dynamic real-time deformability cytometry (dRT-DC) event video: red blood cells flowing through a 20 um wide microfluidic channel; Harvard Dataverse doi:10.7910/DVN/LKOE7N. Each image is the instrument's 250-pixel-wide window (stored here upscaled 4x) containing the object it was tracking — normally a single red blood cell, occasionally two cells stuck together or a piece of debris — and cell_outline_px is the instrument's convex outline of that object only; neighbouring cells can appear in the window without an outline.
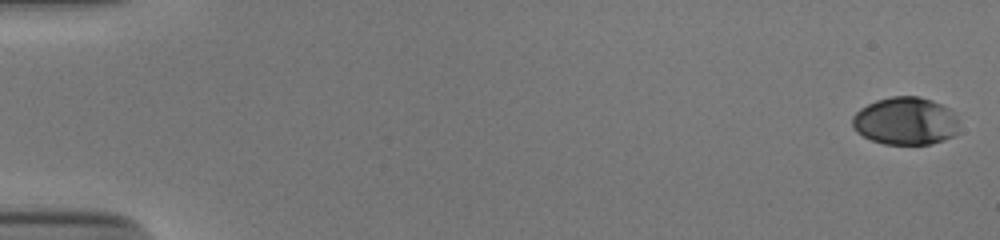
{"species": "human", "species_latin": "Homo sapiens", "temperature_condition": "cold", "stored_images_in_passage": 54, "camera_frame_rate_fps": 3000, "um_per_image_px": 0.085, "donor": {"sex": "male"}, "frame": {"image": 1, "passage_image": 1, "time_ms": 0.0, "image_size_px": [1000, 240], "cell_outline_px": [[956, 132], [952, 136], [932, 144], [884, 144], [872, 140], [856, 132], [852, 124], [852, 116], [860, 108], [876, 100], [892, 96], [920, 96], [932, 100], [948, 108], [956, 116]], "centroid_in_image_um": [76.92, 10.28], "position_along_channel_um": 8.1, "area_um2": 29.54}}
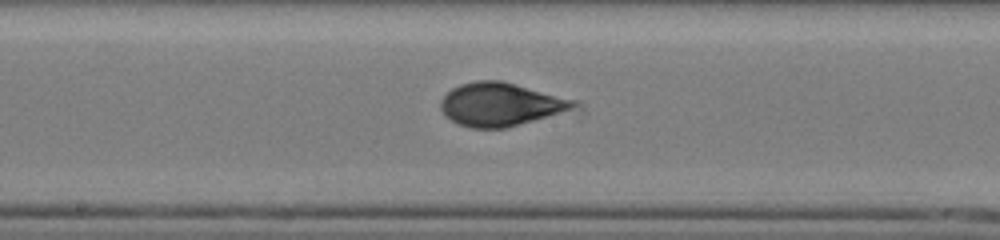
{"frame": {"image": 2, "passage_image": 30, "time_ms": 9.667, "image_size_px": [1000, 240], "cell_outline_px": [[576, 104], [568, 108], [532, 120], [504, 128], [472, 128], [456, 124], [440, 108], [440, 100], [452, 88], [460, 84], [476, 80], [500, 80], [516, 84], [572, 100]], "centroid_in_image_um": [42.38, 8.86], "position_along_channel_um": 205.8, "area_um2": 32.31}}
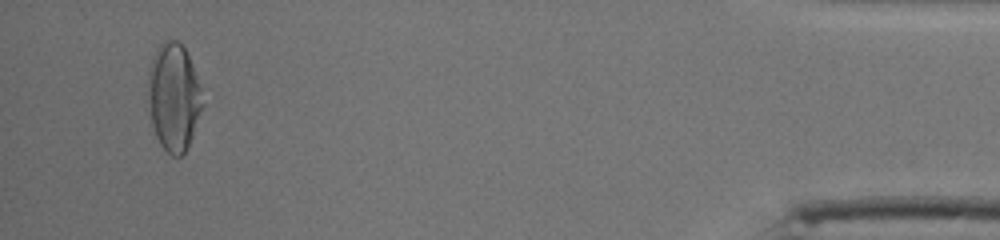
{"frame": {"image": 3, "passage_image": 52, "time_ms": 17.0, "image_size_px": [1000, 240], "cell_outline_px": [[204, 104], [188, 144], [184, 152], [180, 156], [172, 156], [160, 144], [156, 136], [152, 124], [148, 100], [148, 72], [152, 56], [156, 48], [164, 40], [176, 40], [184, 48], [188, 56], [200, 84]], "centroid_in_image_um": [14.75, 8.22], "position_along_channel_um": 420.4, "area_um2": 33.93}, "authors_computed_cell_mechanics": {"area_um2": 31.7322, "velocity_mm_per_s": 3.8637, "shape_relaxation_time_tau1_ms": 4.9689, "shape_relaxation_time_tau2_ms": 1.0912, "deformation_change_tau1": 0.197, "deformation_change_tau2": 0.0546}}